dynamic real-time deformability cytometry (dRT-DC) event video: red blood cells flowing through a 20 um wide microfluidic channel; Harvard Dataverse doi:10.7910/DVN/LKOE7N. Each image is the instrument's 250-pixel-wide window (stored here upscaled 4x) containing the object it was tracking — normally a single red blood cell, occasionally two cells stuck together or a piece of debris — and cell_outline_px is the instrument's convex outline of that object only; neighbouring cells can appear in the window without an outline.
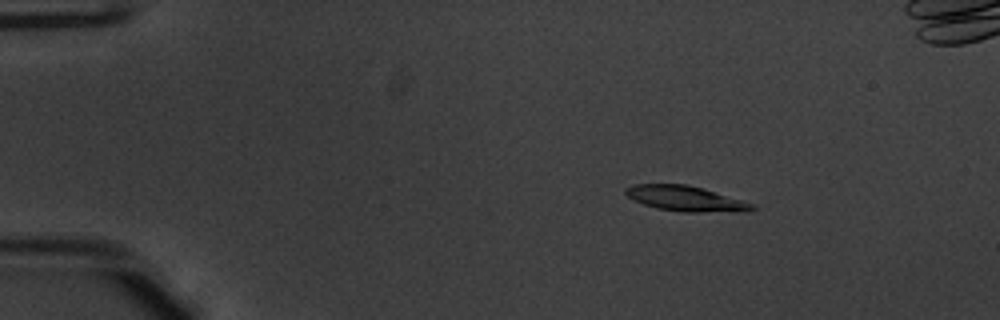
{"species": "common noctule bat (a hibernating species)", "species_latin": "Nyctalus noctula", "temperature_condition": "warm", "stored_images_in_passage": 52, "camera_frame_rate_fps": 3000, "um_per_image_px": 0.085, "animal": {"sex": "male", "body_mass_g": 20.1, "forearm_length_mm": 53.5}, "frame": {"image": 1, "passage_image": 8, "time_ms": 2.333, "image_size_px": [1000, 320], "cell_outline_px": [[756, 208], [748, 212], [680, 212], [656, 208], [632, 200], [624, 192], [624, 188], [636, 184], [688, 184], [756, 204]], "centroid_in_image_um": [58.31, 16.89], "position_along_channel_um": 26.7, "area_um2": 18.84}}
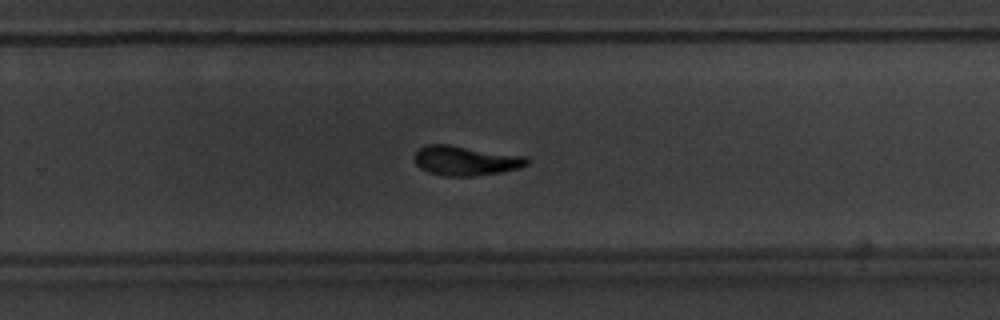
{"frame": {"image": 2, "passage_image": 34, "time_ms": 11.0, "image_size_px": [1000, 320], "cell_outline_px": [[528, 164], [520, 168], [500, 172], [472, 176], [444, 176], [428, 172], [420, 168], [416, 164], [412, 156], [420, 148], [428, 144], [448, 144], [528, 156]], "centroid_in_image_um": [39.57, 13.65], "position_along_channel_um": 290.2, "area_um2": 19.59}}
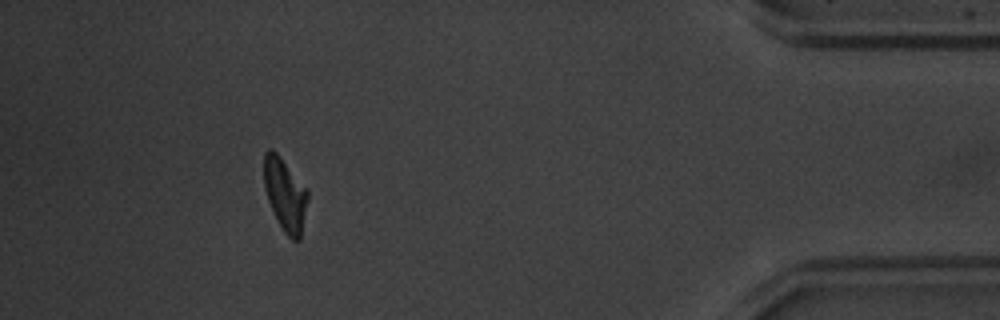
{"frame": {"image": 3, "passage_image": 47, "time_ms": 15.333, "image_size_px": [1000, 320], "cell_outline_px": [[308, 200], [300, 240], [292, 240], [284, 232], [268, 200], [264, 188], [264, 152], [268, 148], [272, 148], [280, 156], [308, 188]], "centroid_in_image_um": [24.25, 16.5], "position_along_channel_um": 411.0, "area_um2": 18.61}}